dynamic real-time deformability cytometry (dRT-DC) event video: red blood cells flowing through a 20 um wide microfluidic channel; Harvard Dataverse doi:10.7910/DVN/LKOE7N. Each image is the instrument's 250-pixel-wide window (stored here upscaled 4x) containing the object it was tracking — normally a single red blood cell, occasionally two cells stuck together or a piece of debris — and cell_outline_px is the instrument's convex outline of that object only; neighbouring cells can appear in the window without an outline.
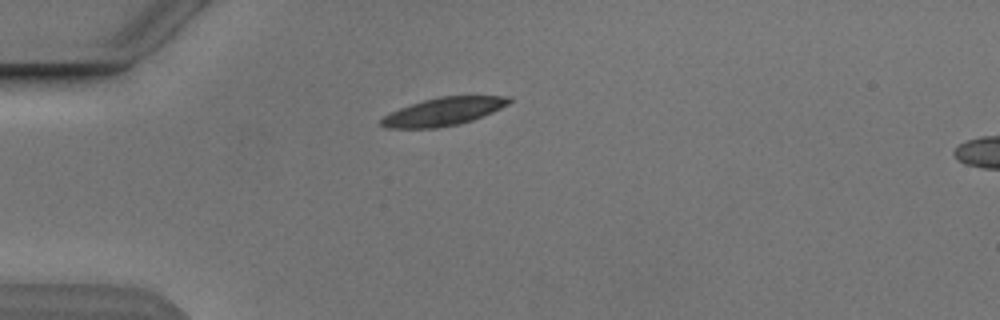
{"species": "Egyptian fruit bat (a non-hibernating species)", "species_latin": "Rousettus aegyptiacus", "temperature_condition": "cold", "stored_images_in_passage": 3, "camera_frame_rate_fps": 3000, "um_per_image_px": 0.085, "animal": {"sex": "male"}, "frame": {"image": 1, "passage_image": 1, "time_ms": 0.0, "image_size_px": [1000, 320], "cell_outline_px": [[512, 100], [508, 104], [492, 112], [472, 120], [460, 124], [436, 128], [384, 128], [380, 124], [380, 120], [388, 112], [424, 100], [440, 96], [512, 96]], "centroid_in_image_um": [37.67, 9.49], "position_along_channel_um": 47.3, "area_um2": 20.81}}
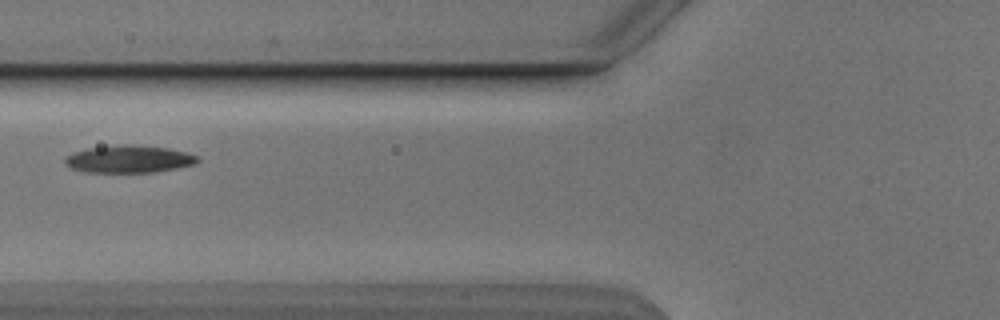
{"frame": {"image": 2, "passage_image": 3, "time_ms": 2.333, "image_size_px": [1000, 320], "cell_outline_px": [[200, 160], [196, 164], [156, 172], [84, 172], [68, 168], [64, 164], [64, 156], [72, 152], [88, 148], [124, 144], [132, 144], [168, 148], [188, 152], [200, 156]], "centroid_in_image_um": [10.95, 13.52], "position_along_channel_um": 114.9, "area_um2": 21.62}}